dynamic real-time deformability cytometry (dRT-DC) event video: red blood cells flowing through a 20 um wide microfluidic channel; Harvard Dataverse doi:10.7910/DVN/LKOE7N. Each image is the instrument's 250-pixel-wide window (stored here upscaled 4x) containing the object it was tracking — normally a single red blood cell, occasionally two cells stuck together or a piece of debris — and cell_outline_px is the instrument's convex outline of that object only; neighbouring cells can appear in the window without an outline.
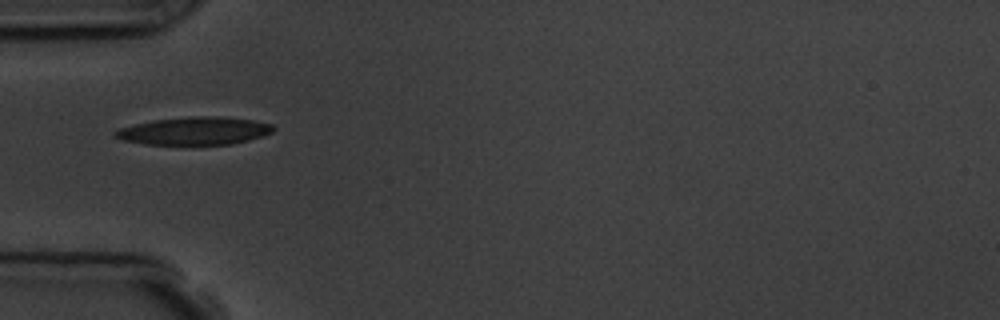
{"species": "common noctule bat (a hibernating species)", "species_latin": "Nyctalus noctula", "temperature_condition": "room temperature", "stored_images_in_passage": 5, "camera_frame_rate_fps": 3000, "um_per_image_px": 0.085, "animal": {"sex": "male", "body_mass_g": 19.5, "forearm_length_mm": 54.6}, "frame": {"image": 1, "passage_image": 3, "time_ms": 2.333, "image_size_px": [1000, 320], "cell_outline_px": [[276, 128], [272, 132], [264, 136], [232, 144], [144, 144], [124, 140], [112, 136], [112, 132], [120, 128], [136, 124], [156, 120], [188, 116], [220, 116], [252, 120], [272, 124]], "centroid_in_image_um": [16.55, 11.12], "position_along_channel_um": 68.4, "area_um2": 25.55}}